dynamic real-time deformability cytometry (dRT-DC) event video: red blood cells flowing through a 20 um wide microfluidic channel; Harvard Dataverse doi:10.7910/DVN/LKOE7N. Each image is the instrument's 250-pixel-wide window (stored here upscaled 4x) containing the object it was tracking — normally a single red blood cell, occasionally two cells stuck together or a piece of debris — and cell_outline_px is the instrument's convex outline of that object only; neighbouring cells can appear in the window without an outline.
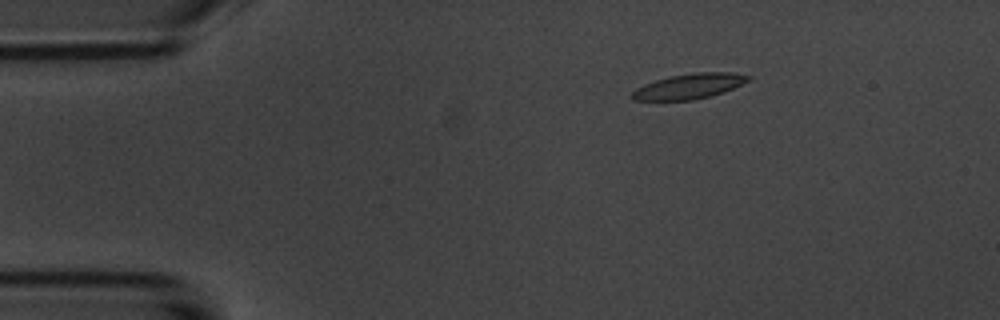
{"species": "common noctule bat (a hibernating species)", "species_latin": "Nyctalus noctula", "temperature_condition": "room temperature", "stored_images_in_passage": 4, "camera_frame_rate_fps": 3000, "um_per_image_px": 0.085, "animal": {"sex": "male", "body_mass_g": 20.1, "forearm_length_mm": 53.5}, "frame": {"image": 1, "passage_image": 2, "time_ms": 1.333, "image_size_px": [1000, 320], "cell_outline_px": [[752, 80], [724, 92], [692, 100], [632, 100], [628, 96], [636, 88], [644, 84], [668, 76], [696, 72], [732, 72], [752, 76]], "centroid_in_image_um": [58.59, 7.32], "position_along_channel_um": 26.4, "area_um2": 17.22}}